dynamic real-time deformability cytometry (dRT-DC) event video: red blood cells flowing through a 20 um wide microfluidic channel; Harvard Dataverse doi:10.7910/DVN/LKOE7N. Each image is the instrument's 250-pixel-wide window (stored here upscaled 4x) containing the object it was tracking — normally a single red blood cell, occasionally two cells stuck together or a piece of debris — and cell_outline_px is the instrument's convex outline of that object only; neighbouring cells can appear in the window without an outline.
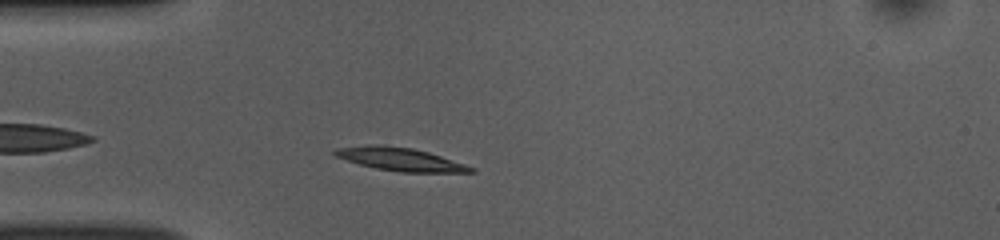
{"species": "common noctule bat (a hibernating species)", "species_latin": "Nyctalus noctula", "temperature_condition": "room temperature", "stored_images_in_passage": 30, "camera_frame_rate_fps": 3000, "um_per_image_px": 0.085, "animal": {"sex": "female", "body_mass_g": 10.0, "forearm_length_mm": 53.1}, "frame": {"image": 1, "passage_image": 4, "time_ms": 1.0, "image_size_px": [1000, 240], "cell_outline_px": [[476, 172], [400, 172], [376, 168], [360, 164], [336, 156], [332, 152], [336, 148], [368, 144], [380, 144], [412, 148], [428, 152], [476, 168]], "centroid_in_image_um": [34.0, 13.52], "position_along_channel_um": 51.0, "area_um2": 18.15}}
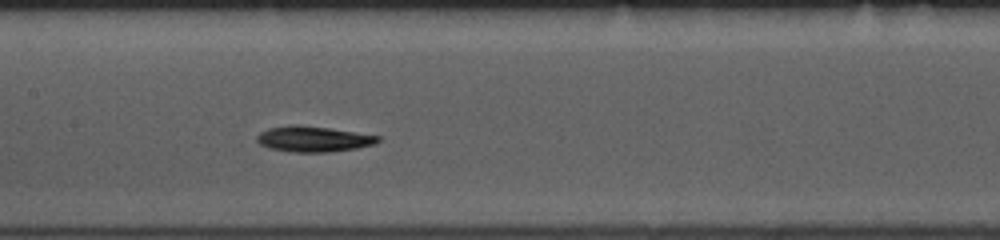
{"frame": {"image": 2, "passage_image": 15, "time_ms": 4.667, "image_size_px": [1000, 240], "cell_outline_px": [[380, 140], [372, 144], [356, 148], [328, 152], [296, 152], [268, 148], [260, 144], [256, 140], [256, 136], [260, 132], [268, 128], [292, 124], [328, 128], [380, 136]], "centroid_in_image_um": [26.58, 11.81], "position_along_channel_um": 180.8, "area_um2": 17.86}}
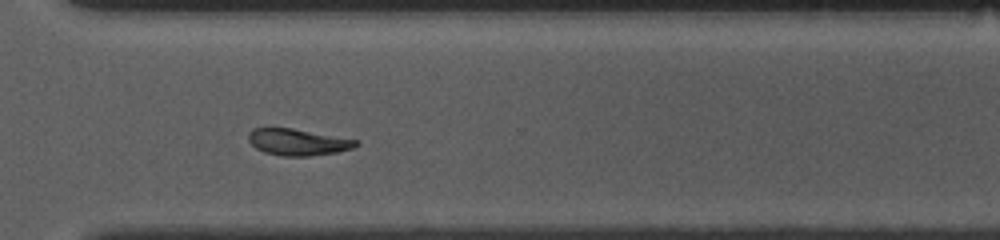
{"frame": {"image": 3, "passage_image": 28, "time_ms": 9.0, "image_size_px": [1000, 240], "cell_outline_px": [[360, 144], [352, 148], [336, 152], [308, 156], [280, 156], [264, 152], [256, 148], [248, 140], [248, 132], [252, 128], [292, 128], [360, 140]], "centroid_in_image_um": [25.32, 12.07], "position_along_channel_um": 345.3, "area_um2": 16.7}, "authors_computed_cell_mechanics": {"area_um2": 17.2822, "velocity_mm_per_s": 3.8129, "shape_relaxation_time_tau1_ms": 3.2067, "shape_relaxation_time_tau2_ms": 4.2911, "deformation_change_tau1": 0.1446, "deformation_change_tau2": 0.1083}}